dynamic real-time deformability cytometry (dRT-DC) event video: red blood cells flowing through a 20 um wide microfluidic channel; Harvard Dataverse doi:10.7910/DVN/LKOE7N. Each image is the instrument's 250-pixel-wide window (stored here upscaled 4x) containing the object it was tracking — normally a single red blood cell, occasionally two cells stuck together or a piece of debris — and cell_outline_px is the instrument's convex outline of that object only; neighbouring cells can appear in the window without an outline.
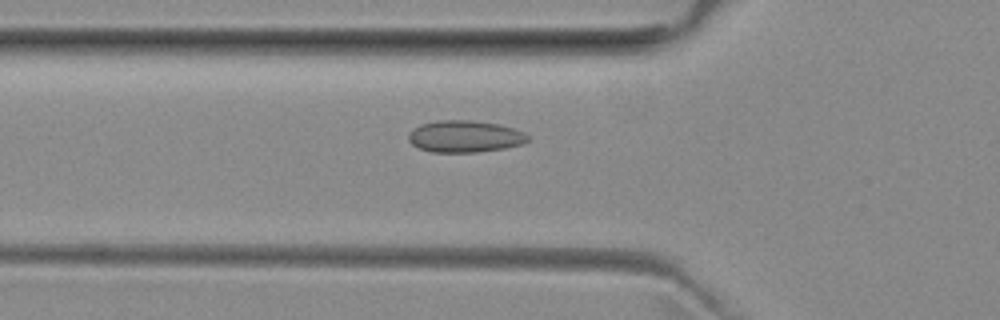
{"species": "common noctule bat (a hibernating species)", "species_latin": "Nyctalus noctula", "temperature_condition": "room temperature", "stored_images_in_passage": 33, "camera_frame_rate_fps": 3000, "um_per_image_px": 0.085, "animal": {"sex": "female", "body_mass_g": 29.2, "forearm_length_mm": 56.3}, "frame": {"image": 1, "passage_image": 5, "time_ms": 1.333, "image_size_px": [1000, 320], "cell_outline_px": [[528, 140], [524, 144], [504, 148], [476, 152], [432, 152], [420, 148], [412, 144], [408, 140], [408, 132], [412, 128], [420, 124], [436, 120], [472, 120], [500, 124], [524, 132], [528, 136]], "centroid_in_image_um": [39.48, 11.58], "position_along_channel_um": 86.3, "area_um2": 22.31}}
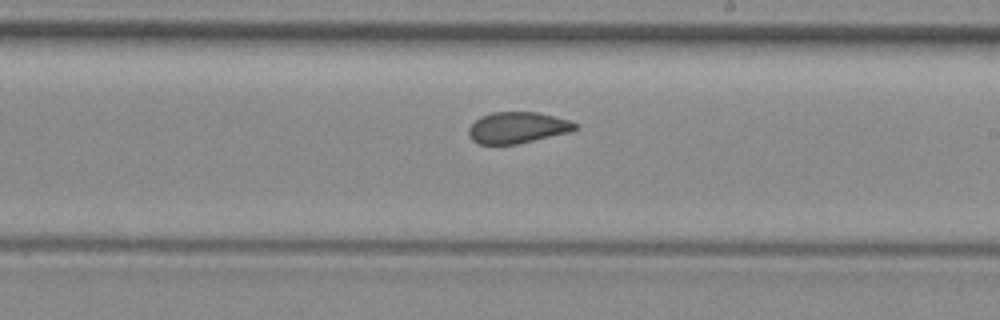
{"frame": {"image": 2, "passage_image": 17, "time_ms": 5.333, "image_size_px": [1000, 320], "cell_outline_px": [[580, 128], [568, 132], [516, 144], [480, 144], [472, 140], [468, 132], [468, 128], [480, 116], [492, 112], [536, 112], [572, 120], [580, 124]], "centroid_in_image_um": [44.02, 10.83], "position_along_channel_um": 245.0, "area_um2": 19.42}}
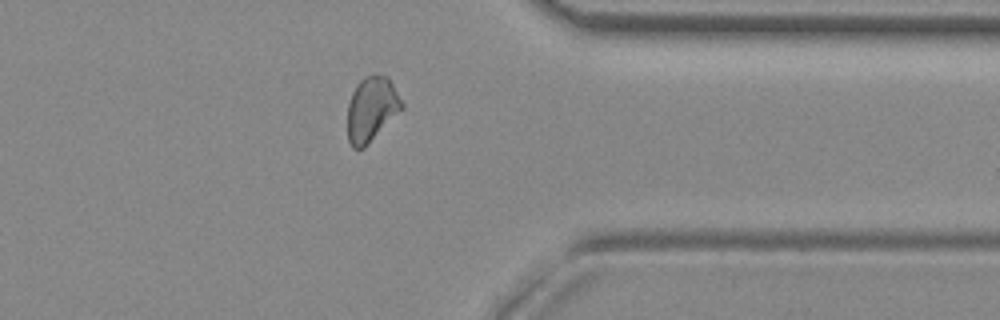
{"frame": {"image": 3, "passage_image": 28, "time_ms": 9.0, "image_size_px": [1000, 320], "cell_outline_px": [[404, 108], [364, 148], [352, 148], [348, 140], [348, 104], [352, 92], [356, 84], [364, 76], [372, 72], [388, 76], [404, 104]], "centroid_in_image_um": [31.59, 9.23], "position_along_channel_um": 379.8, "area_um2": 20.75}}